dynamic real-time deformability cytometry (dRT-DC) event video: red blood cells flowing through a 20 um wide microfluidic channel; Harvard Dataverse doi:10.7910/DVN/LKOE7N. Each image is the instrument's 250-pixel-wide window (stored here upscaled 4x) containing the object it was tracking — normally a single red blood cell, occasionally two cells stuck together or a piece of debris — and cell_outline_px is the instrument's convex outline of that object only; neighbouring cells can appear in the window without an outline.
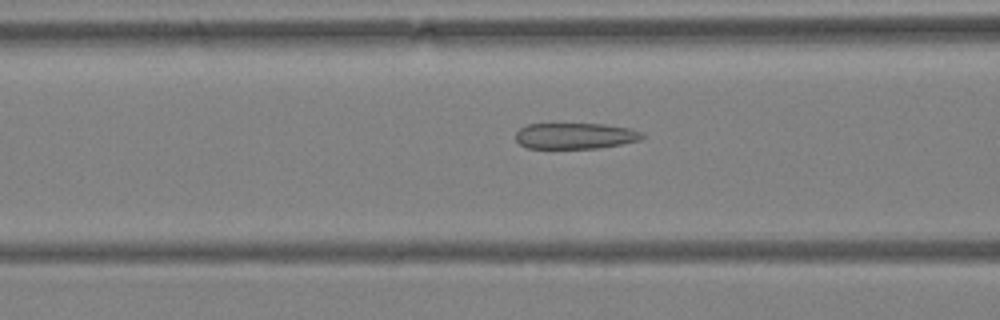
{"species": "Egyptian fruit bat (a non-hibernating species)", "species_latin": "Rousettus aegyptiacus", "temperature_condition": "warm", "stored_images_in_passage": 52, "camera_frame_rate_fps": 3000, "um_per_image_px": 0.085, "animal": {"sex": "female"}, "frame": {"image": 1, "passage_image": 21, "time_ms": 6.667, "image_size_px": [1000, 320], "cell_outline_px": [[644, 136], [640, 140], [620, 144], [596, 148], [528, 148], [520, 144], [516, 140], [516, 132], [520, 128], [528, 124], [604, 124], [632, 128], [644, 132]], "centroid_in_image_um": [48.92, 11.54], "position_along_channel_um": 117.7, "area_um2": 19.19}}
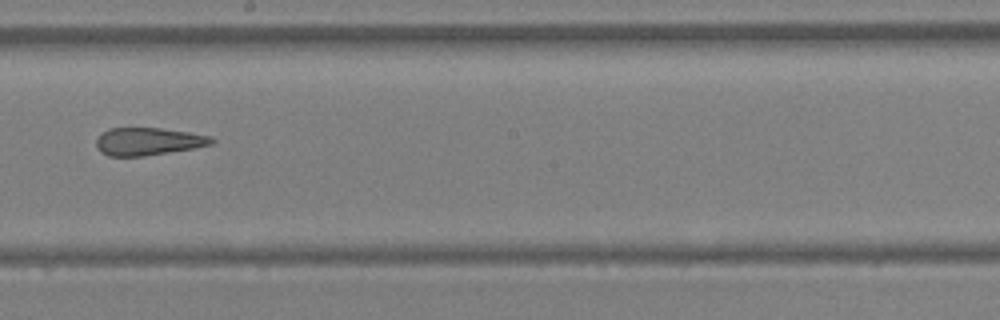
{"frame": {"image": 2, "passage_image": 30, "time_ms": 9.667, "image_size_px": [1000, 320], "cell_outline_px": [[216, 140], [212, 144], [192, 148], [144, 156], [108, 156], [100, 152], [96, 148], [96, 140], [108, 128], [160, 128], [188, 132], [212, 136]], "centroid_in_image_um": [12.59, 12.02], "position_along_channel_um": 235.6, "area_um2": 18.5}}
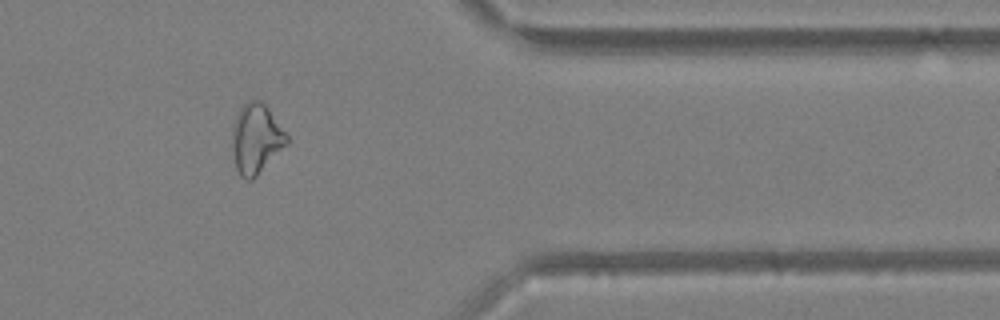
{"frame": {"image": 3, "passage_image": 43, "time_ms": 14.0, "image_size_px": [1000, 320], "cell_outline_px": [[288, 144], [252, 180], [244, 180], [240, 176], [236, 168], [232, 148], [232, 128], [236, 116], [240, 108], [248, 100], [260, 100], [268, 108], [288, 136]], "centroid_in_image_um": [21.76, 11.8], "position_along_channel_um": 389.6, "area_um2": 22.14}, "authors_computed_cell_mechanics": {"area_um2": 22.7732, "velocity_mm_per_s": 3.9396, "shape_relaxation_time_tau1_ms": null, "shape_relaxation_time_tau2_ms": 2.9005, "deformation_change_tau1": null, "deformation_change_tau2": 0.112}}